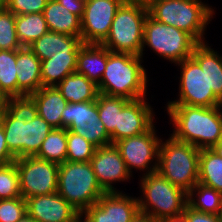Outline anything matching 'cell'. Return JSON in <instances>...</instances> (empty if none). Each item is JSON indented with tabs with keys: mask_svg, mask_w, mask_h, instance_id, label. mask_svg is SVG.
I'll return each mask as SVG.
<instances>
[{
	"mask_svg": "<svg viewBox=\"0 0 222 222\" xmlns=\"http://www.w3.org/2000/svg\"><path fill=\"white\" fill-rule=\"evenodd\" d=\"M147 98L130 100L118 112V127L110 136L111 143L145 133L154 122V111Z\"/></svg>",
	"mask_w": 222,
	"mask_h": 222,
	"instance_id": "e0dca14e",
	"label": "cell"
},
{
	"mask_svg": "<svg viewBox=\"0 0 222 222\" xmlns=\"http://www.w3.org/2000/svg\"><path fill=\"white\" fill-rule=\"evenodd\" d=\"M187 195V202L191 208L217 215L221 205L222 193L197 183Z\"/></svg>",
	"mask_w": 222,
	"mask_h": 222,
	"instance_id": "4dcf8cb0",
	"label": "cell"
},
{
	"mask_svg": "<svg viewBox=\"0 0 222 222\" xmlns=\"http://www.w3.org/2000/svg\"><path fill=\"white\" fill-rule=\"evenodd\" d=\"M148 14L146 4L124 2L114 16L107 38L101 44L112 52L140 56L144 22Z\"/></svg>",
	"mask_w": 222,
	"mask_h": 222,
	"instance_id": "ba28073f",
	"label": "cell"
},
{
	"mask_svg": "<svg viewBox=\"0 0 222 222\" xmlns=\"http://www.w3.org/2000/svg\"><path fill=\"white\" fill-rule=\"evenodd\" d=\"M17 50H0V93L18 100Z\"/></svg>",
	"mask_w": 222,
	"mask_h": 222,
	"instance_id": "f546056e",
	"label": "cell"
},
{
	"mask_svg": "<svg viewBox=\"0 0 222 222\" xmlns=\"http://www.w3.org/2000/svg\"><path fill=\"white\" fill-rule=\"evenodd\" d=\"M16 158L9 152L6 140L3 125L0 122V167L8 165L14 162Z\"/></svg>",
	"mask_w": 222,
	"mask_h": 222,
	"instance_id": "f35d334b",
	"label": "cell"
},
{
	"mask_svg": "<svg viewBox=\"0 0 222 222\" xmlns=\"http://www.w3.org/2000/svg\"><path fill=\"white\" fill-rule=\"evenodd\" d=\"M140 178L142 195L137 200L141 214L159 222L183 214L188 204V195L183 189L171 184L158 171Z\"/></svg>",
	"mask_w": 222,
	"mask_h": 222,
	"instance_id": "5b68a950",
	"label": "cell"
},
{
	"mask_svg": "<svg viewBox=\"0 0 222 222\" xmlns=\"http://www.w3.org/2000/svg\"><path fill=\"white\" fill-rule=\"evenodd\" d=\"M22 46L15 28V14L0 7V50H17Z\"/></svg>",
	"mask_w": 222,
	"mask_h": 222,
	"instance_id": "836d02e7",
	"label": "cell"
},
{
	"mask_svg": "<svg viewBox=\"0 0 222 222\" xmlns=\"http://www.w3.org/2000/svg\"><path fill=\"white\" fill-rule=\"evenodd\" d=\"M43 14L49 31L81 37V18L57 0H48Z\"/></svg>",
	"mask_w": 222,
	"mask_h": 222,
	"instance_id": "cb8c5ba5",
	"label": "cell"
},
{
	"mask_svg": "<svg viewBox=\"0 0 222 222\" xmlns=\"http://www.w3.org/2000/svg\"><path fill=\"white\" fill-rule=\"evenodd\" d=\"M217 216H218L219 221L222 222V200H221V205L217 213Z\"/></svg>",
	"mask_w": 222,
	"mask_h": 222,
	"instance_id": "c3c4849f",
	"label": "cell"
},
{
	"mask_svg": "<svg viewBox=\"0 0 222 222\" xmlns=\"http://www.w3.org/2000/svg\"><path fill=\"white\" fill-rule=\"evenodd\" d=\"M147 6L149 15L156 21L187 32L198 43L207 41L204 33L215 12L204 1L150 0Z\"/></svg>",
	"mask_w": 222,
	"mask_h": 222,
	"instance_id": "277c9868",
	"label": "cell"
},
{
	"mask_svg": "<svg viewBox=\"0 0 222 222\" xmlns=\"http://www.w3.org/2000/svg\"><path fill=\"white\" fill-rule=\"evenodd\" d=\"M5 140L9 152L16 158L35 156L41 148L43 140L53 127L33 111L26 100H11L4 117Z\"/></svg>",
	"mask_w": 222,
	"mask_h": 222,
	"instance_id": "7a4b0ae2",
	"label": "cell"
},
{
	"mask_svg": "<svg viewBox=\"0 0 222 222\" xmlns=\"http://www.w3.org/2000/svg\"><path fill=\"white\" fill-rule=\"evenodd\" d=\"M17 222H37L34 219H32L28 214L23 216L19 221Z\"/></svg>",
	"mask_w": 222,
	"mask_h": 222,
	"instance_id": "bcb514c9",
	"label": "cell"
},
{
	"mask_svg": "<svg viewBox=\"0 0 222 222\" xmlns=\"http://www.w3.org/2000/svg\"><path fill=\"white\" fill-rule=\"evenodd\" d=\"M25 201L27 214L37 222H69L79 214L58 192Z\"/></svg>",
	"mask_w": 222,
	"mask_h": 222,
	"instance_id": "ac0fdd59",
	"label": "cell"
},
{
	"mask_svg": "<svg viewBox=\"0 0 222 222\" xmlns=\"http://www.w3.org/2000/svg\"><path fill=\"white\" fill-rule=\"evenodd\" d=\"M142 60L141 56L108 49L107 64L97 85L98 92L128 100L145 98L150 80Z\"/></svg>",
	"mask_w": 222,
	"mask_h": 222,
	"instance_id": "3957f363",
	"label": "cell"
},
{
	"mask_svg": "<svg viewBox=\"0 0 222 222\" xmlns=\"http://www.w3.org/2000/svg\"><path fill=\"white\" fill-rule=\"evenodd\" d=\"M132 222H159L155 220L154 218L141 214L139 213L133 220Z\"/></svg>",
	"mask_w": 222,
	"mask_h": 222,
	"instance_id": "b9f144b4",
	"label": "cell"
},
{
	"mask_svg": "<svg viewBox=\"0 0 222 222\" xmlns=\"http://www.w3.org/2000/svg\"><path fill=\"white\" fill-rule=\"evenodd\" d=\"M169 136L165 141L161 139L157 171L188 193L198 183L200 149Z\"/></svg>",
	"mask_w": 222,
	"mask_h": 222,
	"instance_id": "8992f818",
	"label": "cell"
},
{
	"mask_svg": "<svg viewBox=\"0 0 222 222\" xmlns=\"http://www.w3.org/2000/svg\"><path fill=\"white\" fill-rule=\"evenodd\" d=\"M78 53H55L41 61L43 87L57 86L67 75L76 71Z\"/></svg>",
	"mask_w": 222,
	"mask_h": 222,
	"instance_id": "d4e9b609",
	"label": "cell"
},
{
	"mask_svg": "<svg viewBox=\"0 0 222 222\" xmlns=\"http://www.w3.org/2000/svg\"><path fill=\"white\" fill-rule=\"evenodd\" d=\"M10 0H0V7H5Z\"/></svg>",
	"mask_w": 222,
	"mask_h": 222,
	"instance_id": "681fc988",
	"label": "cell"
},
{
	"mask_svg": "<svg viewBox=\"0 0 222 222\" xmlns=\"http://www.w3.org/2000/svg\"><path fill=\"white\" fill-rule=\"evenodd\" d=\"M207 42L198 43L191 57L207 73L209 88L222 99V55L215 51Z\"/></svg>",
	"mask_w": 222,
	"mask_h": 222,
	"instance_id": "603a6c76",
	"label": "cell"
},
{
	"mask_svg": "<svg viewBox=\"0 0 222 222\" xmlns=\"http://www.w3.org/2000/svg\"><path fill=\"white\" fill-rule=\"evenodd\" d=\"M16 65L18 100H26L30 94L43 87L41 60L29 47H21L17 49Z\"/></svg>",
	"mask_w": 222,
	"mask_h": 222,
	"instance_id": "d6986e66",
	"label": "cell"
},
{
	"mask_svg": "<svg viewBox=\"0 0 222 222\" xmlns=\"http://www.w3.org/2000/svg\"><path fill=\"white\" fill-rule=\"evenodd\" d=\"M20 177L21 197L48 195L57 192L59 165L35 156L16 159Z\"/></svg>",
	"mask_w": 222,
	"mask_h": 222,
	"instance_id": "4fadbf2b",
	"label": "cell"
},
{
	"mask_svg": "<svg viewBox=\"0 0 222 222\" xmlns=\"http://www.w3.org/2000/svg\"><path fill=\"white\" fill-rule=\"evenodd\" d=\"M15 28L22 47H29L49 31L43 13L15 15Z\"/></svg>",
	"mask_w": 222,
	"mask_h": 222,
	"instance_id": "83f0119b",
	"label": "cell"
},
{
	"mask_svg": "<svg viewBox=\"0 0 222 222\" xmlns=\"http://www.w3.org/2000/svg\"><path fill=\"white\" fill-rule=\"evenodd\" d=\"M160 222H188L187 218L182 214L173 218H168Z\"/></svg>",
	"mask_w": 222,
	"mask_h": 222,
	"instance_id": "7bdbcfd3",
	"label": "cell"
},
{
	"mask_svg": "<svg viewBox=\"0 0 222 222\" xmlns=\"http://www.w3.org/2000/svg\"><path fill=\"white\" fill-rule=\"evenodd\" d=\"M122 1L128 3H143L147 5L150 0H122Z\"/></svg>",
	"mask_w": 222,
	"mask_h": 222,
	"instance_id": "7dc6e473",
	"label": "cell"
},
{
	"mask_svg": "<svg viewBox=\"0 0 222 222\" xmlns=\"http://www.w3.org/2000/svg\"><path fill=\"white\" fill-rule=\"evenodd\" d=\"M56 88L68 103L96 101L99 94L97 85L76 71L67 75Z\"/></svg>",
	"mask_w": 222,
	"mask_h": 222,
	"instance_id": "484cf974",
	"label": "cell"
},
{
	"mask_svg": "<svg viewBox=\"0 0 222 222\" xmlns=\"http://www.w3.org/2000/svg\"><path fill=\"white\" fill-rule=\"evenodd\" d=\"M180 67L179 92L177 100L167 104H183L198 107L222 106L221 100L209 88L207 73L192 58H186L175 64Z\"/></svg>",
	"mask_w": 222,
	"mask_h": 222,
	"instance_id": "30bf717a",
	"label": "cell"
},
{
	"mask_svg": "<svg viewBox=\"0 0 222 222\" xmlns=\"http://www.w3.org/2000/svg\"><path fill=\"white\" fill-rule=\"evenodd\" d=\"M67 10L82 18L86 0H57Z\"/></svg>",
	"mask_w": 222,
	"mask_h": 222,
	"instance_id": "ab89813d",
	"label": "cell"
},
{
	"mask_svg": "<svg viewBox=\"0 0 222 222\" xmlns=\"http://www.w3.org/2000/svg\"><path fill=\"white\" fill-rule=\"evenodd\" d=\"M172 135L198 149H211L222 139V106L198 107L166 104Z\"/></svg>",
	"mask_w": 222,
	"mask_h": 222,
	"instance_id": "6da1fadb",
	"label": "cell"
},
{
	"mask_svg": "<svg viewBox=\"0 0 222 222\" xmlns=\"http://www.w3.org/2000/svg\"><path fill=\"white\" fill-rule=\"evenodd\" d=\"M83 42L80 37L48 31L35 40L29 48L42 61L55 53H79Z\"/></svg>",
	"mask_w": 222,
	"mask_h": 222,
	"instance_id": "44dd1931",
	"label": "cell"
},
{
	"mask_svg": "<svg viewBox=\"0 0 222 222\" xmlns=\"http://www.w3.org/2000/svg\"><path fill=\"white\" fill-rule=\"evenodd\" d=\"M90 164L99 185L105 192H119V189L114 187V183L128 182L133 176L127 170L126 164L114 144L96 148Z\"/></svg>",
	"mask_w": 222,
	"mask_h": 222,
	"instance_id": "2e32d148",
	"label": "cell"
},
{
	"mask_svg": "<svg viewBox=\"0 0 222 222\" xmlns=\"http://www.w3.org/2000/svg\"><path fill=\"white\" fill-rule=\"evenodd\" d=\"M198 42L187 32L176 27L160 23L149 14L144 22L143 45L148 46L153 53L172 63L177 64L191 57Z\"/></svg>",
	"mask_w": 222,
	"mask_h": 222,
	"instance_id": "9c48e42d",
	"label": "cell"
},
{
	"mask_svg": "<svg viewBox=\"0 0 222 222\" xmlns=\"http://www.w3.org/2000/svg\"><path fill=\"white\" fill-rule=\"evenodd\" d=\"M61 115L62 128L81 135L96 148L112 144L100 121L96 101L68 103Z\"/></svg>",
	"mask_w": 222,
	"mask_h": 222,
	"instance_id": "7c38bea8",
	"label": "cell"
},
{
	"mask_svg": "<svg viewBox=\"0 0 222 222\" xmlns=\"http://www.w3.org/2000/svg\"><path fill=\"white\" fill-rule=\"evenodd\" d=\"M108 59V49L102 44L83 43L77 56L76 72L98 85Z\"/></svg>",
	"mask_w": 222,
	"mask_h": 222,
	"instance_id": "7402d4cb",
	"label": "cell"
},
{
	"mask_svg": "<svg viewBox=\"0 0 222 222\" xmlns=\"http://www.w3.org/2000/svg\"><path fill=\"white\" fill-rule=\"evenodd\" d=\"M96 147L81 135L67 129L66 161L90 162Z\"/></svg>",
	"mask_w": 222,
	"mask_h": 222,
	"instance_id": "d6a6232c",
	"label": "cell"
},
{
	"mask_svg": "<svg viewBox=\"0 0 222 222\" xmlns=\"http://www.w3.org/2000/svg\"><path fill=\"white\" fill-rule=\"evenodd\" d=\"M33 111L41 116L53 128H62V112L68 102L60 91L53 87H41L27 97Z\"/></svg>",
	"mask_w": 222,
	"mask_h": 222,
	"instance_id": "ffe728a7",
	"label": "cell"
},
{
	"mask_svg": "<svg viewBox=\"0 0 222 222\" xmlns=\"http://www.w3.org/2000/svg\"><path fill=\"white\" fill-rule=\"evenodd\" d=\"M154 125L145 133L127 137L114 143L131 175L132 168L145 172L143 175L156 172L158 169L161 138L157 135Z\"/></svg>",
	"mask_w": 222,
	"mask_h": 222,
	"instance_id": "8fae6325",
	"label": "cell"
},
{
	"mask_svg": "<svg viewBox=\"0 0 222 222\" xmlns=\"http://www.w3.org/2000/svg\"><path fill=\"white\" fill-rule=\"evenodd\" d=\"M11 100L3 93H0V121L4 117L6 106Z\"/></svg>",
	"mask_w": 222,
	"mask_h": 222,
	"instance_id": "60d3db41",
	"label": "cell"
},
{
	"mask_svg": "<svg viewBox=\"0 0 222 222\" xmlns=\"http://www.w3.org/2000/svg\"><path fill=\"white\" fill-rule=\"evenodd\" d=\"M48 0H10L5 6L15 15L43 13Z\"/></svg>",
	"mask_w": 222,
	"mask_h": 222,
	"instance_id": "8d00e7d4",
	"label": "cell"
},
{
	"mask_svg": "<svg viewBox=\"0 0 222 222\" xmlns=\"http://www.w3.org/2000/svg\"><path fill=\"white\" fill-rule=\"evenodd\" d=\"M183 215L187 218L188 222H220L217 215L197 211L188 204L184 209Z\"/></svg>",
	"mask_w": 222,
	"mask_h": 222,
	"instance_id": "74e56055",
	"label": "cell"
},
{
	"mask_svg": "<svg viewBox=\"0 0 222 222\" xmlns=\"http://www.w3.org/2000/svg\"><path fill=\"white\" fill-rule=\"evenodd\" d=\"M57 192L79 213L106 193L99 185L90 162L71 161L59 165Z\"/></svg>",
	"mask_w": 222,
	"mask_h": 222,
	"instance_id": "52a82bcc",
	"label": "cell"
},
{
	"mask_svg": "<svg viewBox=\"0 0 222 222\" xmlns=\"http://www.w3.org/2000/svg\"><path fill=\"white\" fill-rule=\"evenodd\" d=\"M35 157L58 165L63 164L67 157V129L53 128L43 140Z\"/></svg>",
	"mask_w": 222,
	"mask_h": 222,
	"instance_id": "f1b7e54d",
	"label": "cell"
},
{
	"mask_svg": "<svg viewBox=\"0 0 222 222\" xmlns=\"http://www.w3.org/2000/svg\"><path fill=\"white\" fill-rule=\"evenodd\" d=\"M21 197L20 177L15 162L0 167V200Z\"/></svg>",
	"mask_w": 222,
	"mask_h": 222,
	"instance_id": "e575fe53",
	"label": "cell"
},
{
	"mask_svg": "<svg viewBox=\"0 0 222 222\" xmlns=\"http://www.w3.org/2000/svg\"><path fill=\"white\" fill-rule=\"evenodd\" d=\"M124 191L106 192L82 214L87 222H132L140 213L137 197Z\"/></svg>",
	"mask_w": 222,
	"mask_h": 222,
	"instance_id": "9a60e30c",
	"label": "cell"
},
{
	"mask_svg": "<svg viewBox=\"0 0 222 222\" xmlns=\"http://www.w3.org/2000/svg\"><path fill=\"white\" fill-rule=\"evenodd\" d=\"M130 100L122 97L109 96L99 93L96 98V104L100 121L104 124L105 130L111 136L118 127V112Z\"/></svg>",
	"mask_w": 222,
	"mask_h": 222,
	"instance_id": "1f68e13d",
	"label": "cell"
},
{
	"mask_svg": "<svg viewBox=\"0 0 222 222\" xmlns=\"http://www.w3.org/2000/svg\"><path fill=\"white\" fill-rule=\"evenodd\" d=\"M218 156L222 157V139L211 148Z\"/></svg>",
	"mask_w": 222,
	"mask_h": 222,
	"instance_id": "ee69618b",
	"label": "cell"
},
{
	"mask_svg": "<svg viewBox=\"0 0 222 222\" xmlns=\"http://www.w3.org/2000/svg\"><path fill=\"white\" fill-rule=\"evenodd\" d=\"M122 0H86L81 18L83 43L101 44L108 36L112 21Z\"/></svg>",
	"mask_w": 222,
	"mask_h": 222,
	"instance_id": "5bb4252c",
	"label": "cell"
},
{
	"mask_svg": "<svg viewBox=\"0 0 222 222\" xmlns=\"http://www.w3.org/2000/svg\"><path fill=\"white\" fill-rule=\"evenodd\" d=\"M198 183L222 193V157L212 149H200Z\"/></svg>",
	"mask_w": 222,
	"mask_h": 222,
	"instance_id": "4316f807",
	"label": "cell"
},
{
	"mask_svg": "<svg viewBox=\"0 0 222 222\" xmlns=\"http://www.w3.org/2000/svg\"><path fill=\"white\" fill-rule=\"evenodd\" d=\"M69 222H87L84 215L82 213H79L76 217H74L71 221Z\"/></svg>",
	"mask_w": 222,
	"mask_h": 222,
	"instance_id": "f6af8a7d",
	"label": "cell"
},
{
	"mask_svg": "<svg viewBox=\"0 0 222 222\" xmlns=\"http://www.w3.org/2000/svg\"><path fill=\"white\" fill-rule=\"evenodd\" d=\"M27 214L23 197L0 200V222H17Z\"/></svg>",
	"mask_w": 222,
	"mask_h": 222,
	"instance_id": "d590c367",
	"label": "cell"
}]
</instances>
